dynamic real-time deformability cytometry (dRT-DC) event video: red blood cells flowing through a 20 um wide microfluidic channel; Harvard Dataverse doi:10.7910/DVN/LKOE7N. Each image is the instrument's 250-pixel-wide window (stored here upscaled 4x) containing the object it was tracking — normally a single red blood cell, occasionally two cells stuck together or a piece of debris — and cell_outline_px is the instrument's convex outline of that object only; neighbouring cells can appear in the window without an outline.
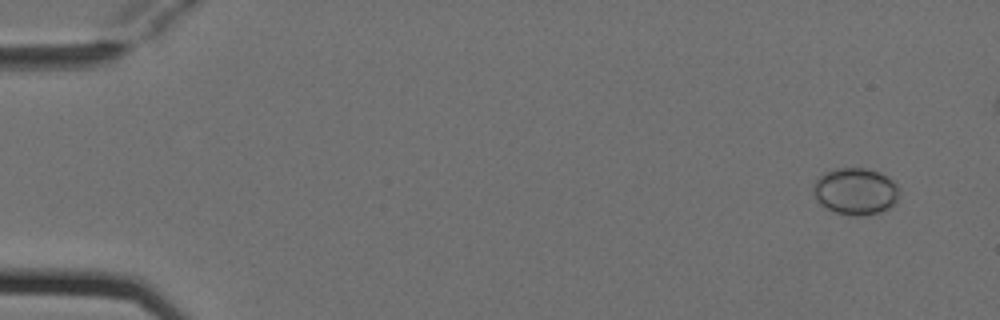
{"species": "Egyptian fruit bat (a non-hibernating species)", "species_latin": "Rousettus aegyptiacus", "temperature_condition": "cold", "stored_images_in_passage": 5, "camera_frame_rate_fps": 3000, "um_per_image_px": 0.085, "animal": {"sex": "female"}, "frame": {"image": 1, "passage_image": 1, "time_ms": 0.0, "image_size_px": [1000, 320], "cell_outline_px": [[900, 188], [896, 204], [880, 212], [864, 216], [856, 216], [836, 212], [820, 204], [816, 200], [812, 192], [812, 188], [816, 180], [824, 172], [836, 168], [864, 168], [880, 172], [888, 176]], "centroid_in_image_um": [72.73, 16.26], "position_along_channel_um": 12.3, "area_um2": 23.7}}